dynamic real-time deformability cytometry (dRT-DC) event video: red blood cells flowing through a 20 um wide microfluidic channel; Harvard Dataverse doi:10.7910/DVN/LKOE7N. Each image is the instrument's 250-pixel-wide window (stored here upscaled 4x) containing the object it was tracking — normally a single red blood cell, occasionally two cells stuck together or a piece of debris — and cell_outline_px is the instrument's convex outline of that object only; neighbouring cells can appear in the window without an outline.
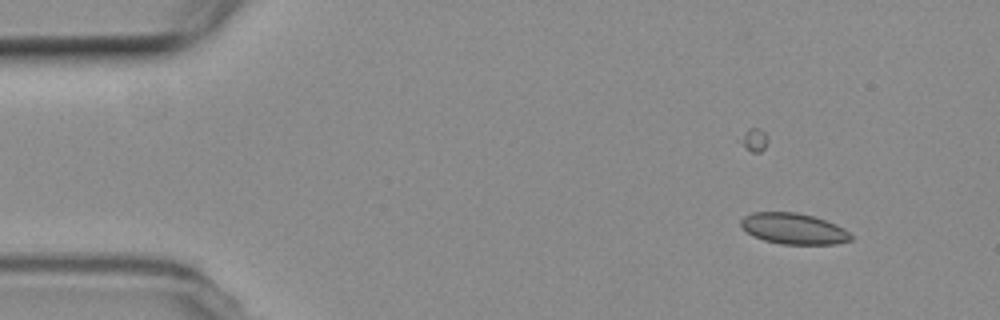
{"species": "common noctule bat (a hibernating species)", "species_latin": "Nyctalus noctula", "temperature_condition": "room temperature", "stored_images_in_passage": 4, "camera_frame_rate_fps": 3000, "um_per_image_px": 0.085, "animal": {"sex": "female", "body_mass_g": 19.3, "forearm_length_mm": 54.1}, "frame": {"image": 1, "passage_image": 1, "time_ms": 0.0, "image_size_px": [1000, 320], "cell_outline_px": [[852, 240], [836, 244], [780, 244], [764, 240], [752, 236], [740, 224], [740, 220], [744, 216], [752, 212], [796, 212], [812, 216], [836, 224], [844, 228], [852, 236]], "centroid_in_image_um": [67.45, 19.44], "position_along_channel_um": 17.5, "area_um2": 19.83}}